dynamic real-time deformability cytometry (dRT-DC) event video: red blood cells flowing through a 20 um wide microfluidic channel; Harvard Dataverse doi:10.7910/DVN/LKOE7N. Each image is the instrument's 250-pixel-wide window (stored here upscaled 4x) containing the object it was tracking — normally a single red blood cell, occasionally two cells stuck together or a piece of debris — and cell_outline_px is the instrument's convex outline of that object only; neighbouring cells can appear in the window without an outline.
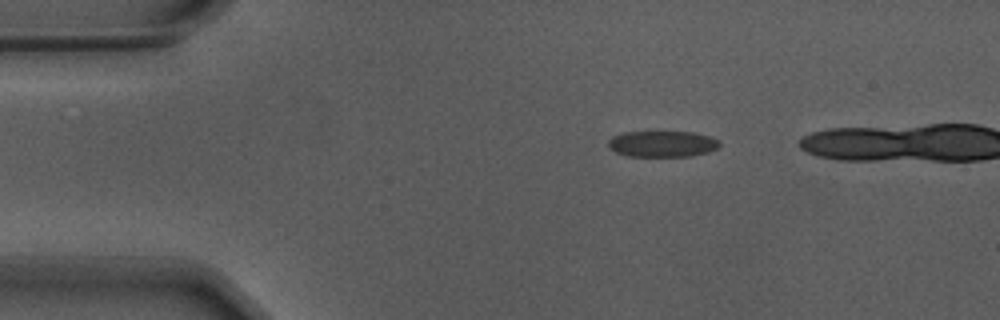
{"species": "Egyptian fruit bat (a non-hibernating species)", "species_latin": "Rousettus aegyptiacus", "temperature_condition": "warm", "stored_images_in_passage": 39, "camera_frame_rate_fps": 3000, "um_per_image_px": 0.085, "animal": {"sex": "male"}, "frame": {"image": 1, "passage_image": 1, "time_ms": 0.0, "image_size_px": [1000, 320], "cell_outline_px": [[720, 144], [716, 148], [708, 152], [688, 156], [628, 156], [616, 152], [608, 144], [608, 140], [612, 136], [624, 132], [692, 132], [712, 136], [720, 140]], "centroid_in_image_um": [56.32, 12.22], "position_along_channel_um": 28.7, "area_um2": 16.88}}
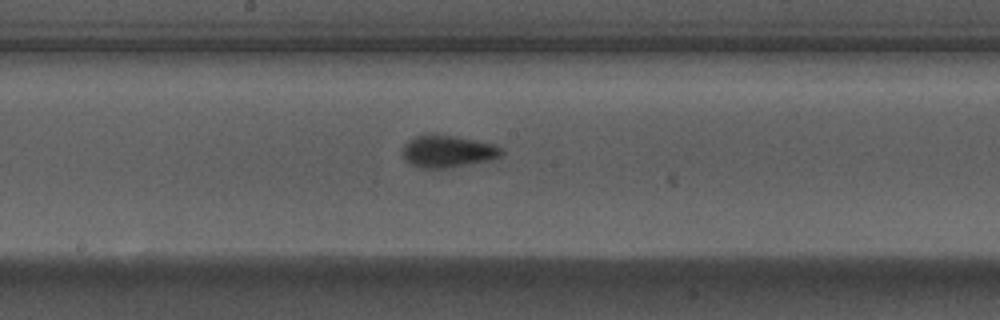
{"frame": {"image": 2, "passage_image": 20, "time_ms": 6.333, "image_size_px": [1000, 320], "cell_outline_px": [[504, 152], [500, 156], [484, 160], [444, 168], [420, 168], [408, 164], [404, 160], [404, 144], [408, 140], [424, 132], [436, 132], [496, 144], [504, 148]], "centroid_in_image_um": [38.0, 12.81], "position_along_channel_um": 210.2, "area_um2": 18.79}}
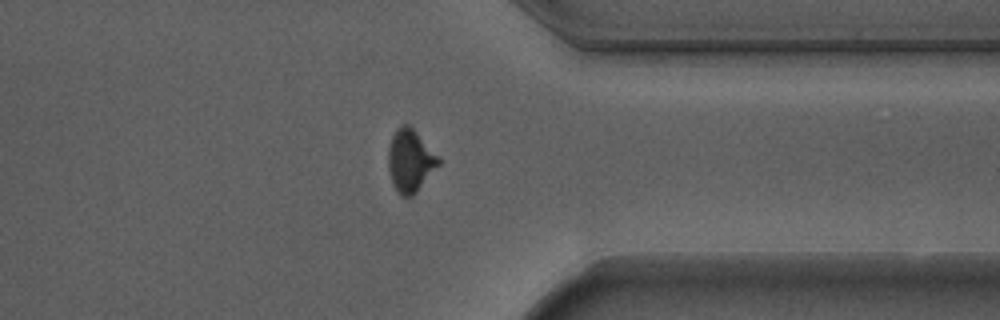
{"frame": {"image": 3, "passage_image": 34, "time_ms": 11.0, "image_size_px": [1000, 320], "cell_outline_px": [[440, 164], [416, 192], [412, 196], [404, 196], [396, 192], [392, 184], [388, 168], [388, 148], [392, 136], [404, 124], [408, 124], [416, 132], [440, 160]], "centroid_in_image_um": [34.84, 13.7], "position_along_channel_um": 376.6, "area_um2": 17.86}, "authors_computed_cell_mechanics": {"area_um2": 17.8602, "velocity_mm_per_s": 3.7103, "shape_relaxation_time_tau1_ms": 4.0781, "shape_relaxation_time_tau2_ms": 0.6805, "deformation_change_tau1": 0.151, "deformation_change_tau2": 0.0773}}